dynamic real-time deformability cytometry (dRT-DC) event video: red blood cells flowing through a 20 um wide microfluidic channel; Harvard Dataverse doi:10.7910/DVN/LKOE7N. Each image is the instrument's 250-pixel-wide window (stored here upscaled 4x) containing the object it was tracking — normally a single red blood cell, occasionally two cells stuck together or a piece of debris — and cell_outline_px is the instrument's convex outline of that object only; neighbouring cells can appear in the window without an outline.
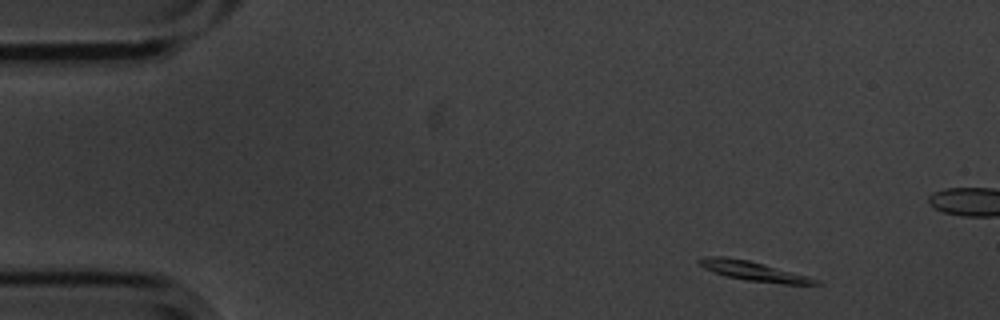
{"species": "common noctule bat (a hibernating species)", "species_latin": "Nyctalus noctula", "temperature_condition": "cold", "stored_images_in_passage": 3, "camera_frame_rate_fps": 3000, "um_per_image_px": 0.085, "animal": {"sex": "male", "body_mass_g": 20.1, "forearm_length_mm": 53.5}, "frame": {"image": 1, "passage_image": 1, "time_ms": 0.0, "image_size_px": [1000, 320], "cell_outline_px": [[820, 284], [784, 284], [748, 280], [728, 276], [704, 268], [696, 260], [704, 256], [728, 256], [748, 260], [764, 264], [808, 276], [820, 280]], "centroid_in_image_um": [64.05, 23.02], "position_along_channel_um": 21.0, "area_um2": 13.01}}